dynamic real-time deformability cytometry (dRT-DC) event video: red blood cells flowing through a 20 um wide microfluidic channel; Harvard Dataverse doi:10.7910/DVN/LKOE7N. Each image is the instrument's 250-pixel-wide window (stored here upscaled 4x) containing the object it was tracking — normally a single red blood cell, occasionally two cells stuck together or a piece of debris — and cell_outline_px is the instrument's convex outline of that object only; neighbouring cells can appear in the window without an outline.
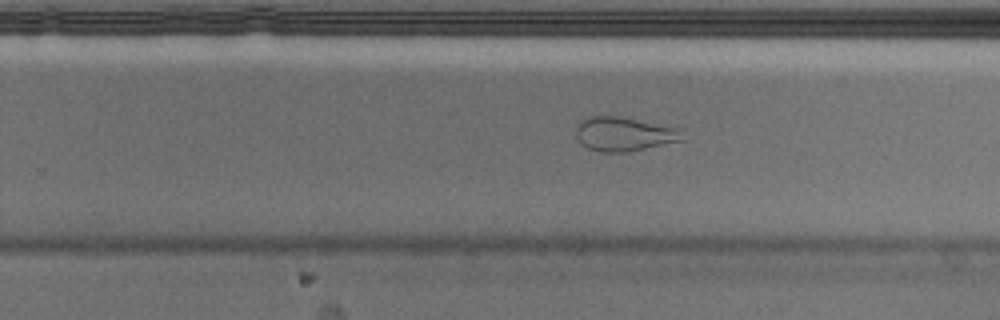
{"species": "Egyptian fruit bat (a non-hibernating species)", "species_latin": "Rousettus aegyptiacus", "temperature_condition": "cold", "stored_images_in_passage": 54, "camera_frame_rate_fps": 3000, "um_per_image_px": 0.085, "animal": {"sex": "male"}, "frame": {"image": 1, "passage_image": 34, "time_ms": 11.0, "image_size_px": [1000, 320], "cell_outline_px": [[684, 140], [628, 152], [600, 152], [588, 148], [580, 144], [576, 136], [576, 128], [580, 120], [588, 116], [616, 116], [684, 128]], "centroid_in_image_um": [53.08, 11.39], "position_along_channel_um": 276.7, "area_um2": 21.5}}
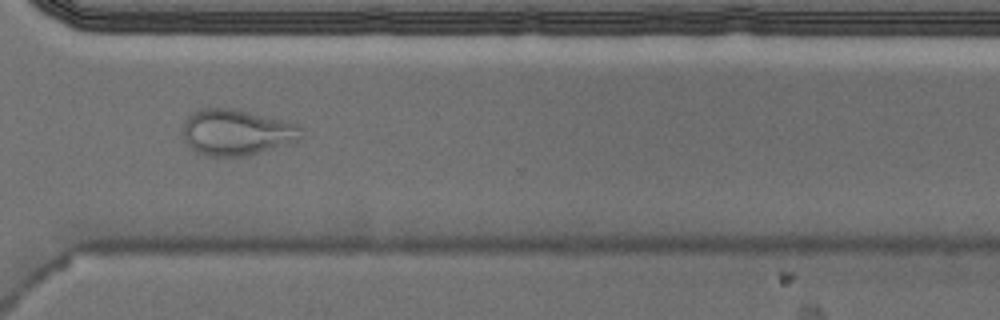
{"frame": {"image": 2, "passage_image": 40, "time_ms": 13.0, "image_size_px": [1000, 320], "cell_outline_px": [[304, 136], [300, 140], [288, 144], [248, 156], [208, 156], [196, 152], [184, 140], [184, 120], [192, 112], [200, 108], [232, 108], [296, 124], [300, 128]], "centroid_in_image_um": [20.1, 11.26], "position_along_channel_um": 350.5, "area_um2": 31.62}}
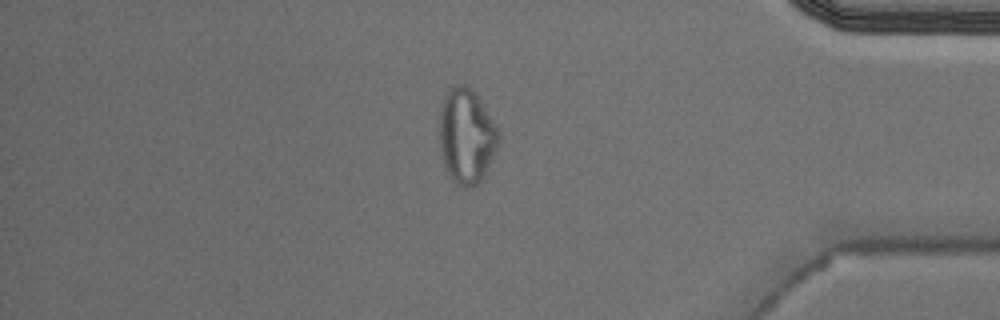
{"frame": {"image": 3, "passage_image": 46, "time_ms": 15.0, "image_size_px": [1000, 320], "cell_outline_px": [[500, 140], [484, 176], [476, 184], [464, 188], [452, 180], [444, 168], [440, 156], [440, 104], [448, 88], [452, 84], [468, 84], [480, 100], [496, 124], [500, 132]], "centroid_in_image_um": [39.63, 11.53], "position_along_channel_um": 395.6, "area_um2": 33.12}, "authors_computed_cell_mechanics": {"area_um2": 28.9867, "velocity_mm_per_s": 3.6948, "shape_relaxation_time_tau1_ms": null, "shape_relaxation_time_tau2_ms": 1.2375, "deformation_change_tau1": null, "deformation_change_tau2": 0.0875}}